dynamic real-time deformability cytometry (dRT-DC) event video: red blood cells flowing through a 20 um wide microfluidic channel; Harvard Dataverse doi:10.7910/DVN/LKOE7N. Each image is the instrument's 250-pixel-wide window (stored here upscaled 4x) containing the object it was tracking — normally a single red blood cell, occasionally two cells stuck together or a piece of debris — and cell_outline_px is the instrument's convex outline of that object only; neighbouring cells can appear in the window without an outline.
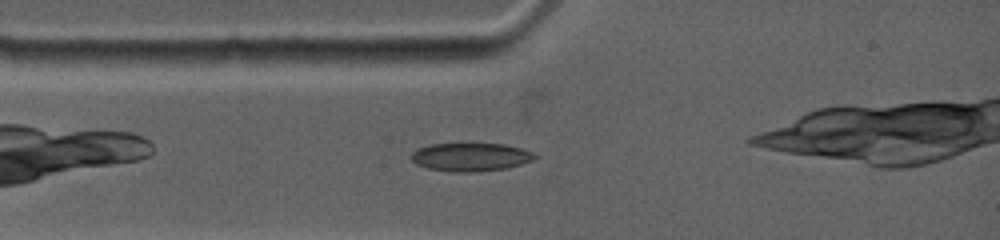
{"species": "common noctule bat (a hibernating species)", "species_latin": "Nyctalus noctula", "temperature_condition": "warm", "stored_images_in_passage": 3, "camera_frame_rate_fps": 4500, "um_per_image_px": 0.085, "animal": {"sex": "female", "body_mass_g": 19.0, "forearm_length_mm": 53.3}, "frame": {"image": 1, "passage_image": 2, "time_ms": 1.556, "image_size_px": [1000, 240], "cell_outline_px": [[536, 156], [532, 160], [508, 168], [476, 172], [452, 172], [428, 168], [416, 164], [412, 160], [412, 152], [428, 144], [504, 144], [520, 148], [532, 152]], "centroid_in_image_um": [39.99, 13.35], "position_along_channel_um": 45.0, "area_um2": 20.17}}